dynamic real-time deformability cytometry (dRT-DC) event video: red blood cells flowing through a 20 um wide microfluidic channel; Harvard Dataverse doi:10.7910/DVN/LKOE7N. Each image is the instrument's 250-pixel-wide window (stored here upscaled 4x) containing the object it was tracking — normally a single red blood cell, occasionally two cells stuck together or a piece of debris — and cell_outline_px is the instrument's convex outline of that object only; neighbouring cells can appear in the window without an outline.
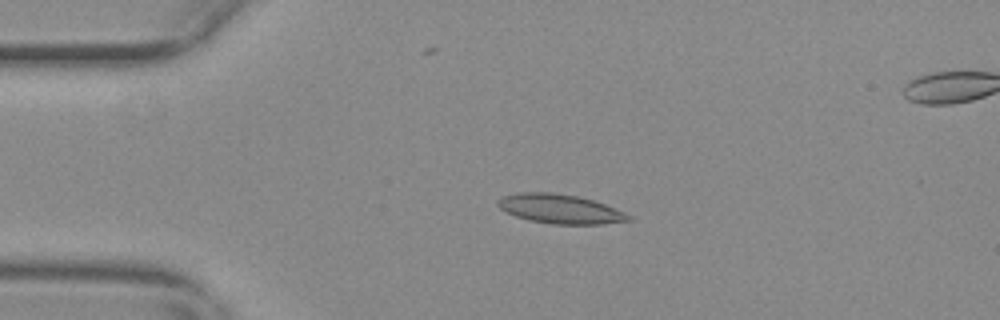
{"species": "common noctule bat (a hibernating species)", "species_latin": "Nyctalus noctula", "temperature_condition": "warm", "stored_images_in_passage": 50, "camera_frame_rate_fps": 3000, "um_per_image_px": 0.085, "animal": {"sex": "female", "body_mass_g": 29.2, "forearm_length_mm": 56.3}, "frame": {"image": 1, "passage_image": 13, "time_ms": 4.0, "image_size_px": [1000, 320], "cell_outline_px": [[632, 220], [600, 224], [552, 224], [528, 220], [504, 212], [496, 204], [496, 200], [504, 196], [516, 192], [552, 192], [576, 196], [592, 200], [604, 204], [624, 212], [632, 216]], "centroid_in_image_um": [47.56, 17.75], "position_along_channel_um": 37.4, "area_um2": 22.31}}
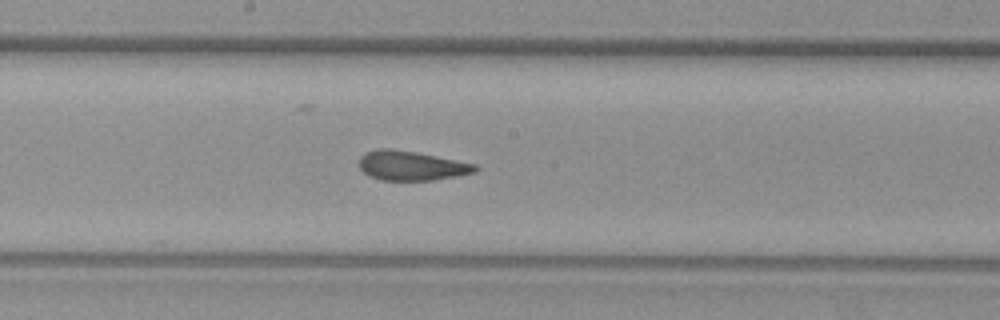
{"frame": {"image": 2, "passage_image": 30, "time_ms": 9.667, "image_size_px": [1000, 320], "cell_outline_px": [[480, 168], [476, 172], [456, 176], [432, 180], [380, 180], [368, 176], [360, 168], [360, 156], [364, 152], [376, 148], [392, 148], [416, 152], [476, 164]], "centroid_in_image_um": [34.94, 14.07], "position_along_channel_um": 213.3, "area_um2": 20.06}}
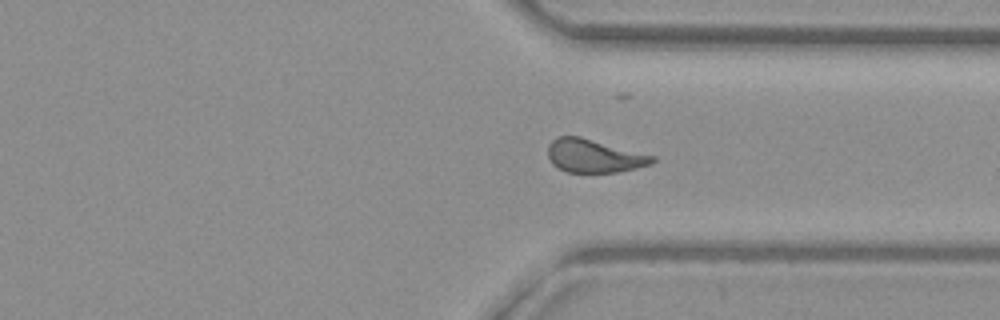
{"frame": {"image": 3, "passage_image": 42, "time_ms": 13.667, "image_size_px": [1000, 320], "cell_outline_px": [[656, 160], [652, 164], [636, 168], [616, 172], [564, 172], [556, 168], [552, 164], [548, 156], [548, 144], [556, 136], [580, 136], [656, 156]], "centroid_in_image_um": [50.48, 13.25], "position_along_channel_um": 360.9, "area_um2": 20.46}, "authors_computed_cell_mechanics": {"area_um2": 20.8658, "velocity_mm_per_s": 3.6886, "shape_relaxation_time_tau1_ms": null, "shape_relaxation_time_tau2_ms": 0.8543, "deformation_change_tau1": null, "deformation_change_tau2": 0.0739}}